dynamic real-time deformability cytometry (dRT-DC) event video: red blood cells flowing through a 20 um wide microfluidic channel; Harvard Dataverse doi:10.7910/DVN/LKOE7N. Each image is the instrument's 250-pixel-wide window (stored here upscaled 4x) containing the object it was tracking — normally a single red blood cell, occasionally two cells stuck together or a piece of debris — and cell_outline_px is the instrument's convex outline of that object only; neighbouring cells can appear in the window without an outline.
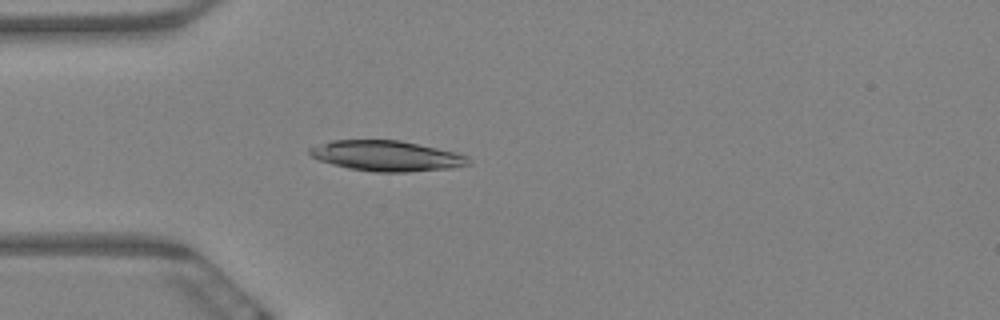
{"species": "Egyptian fruit bat (a non-hibernating species)", "species_latin": "Rousettus aegyptiacus", "temperature_condition": "warm", "stored_images_in_passage": 5, "camera_frame_rate_fps": 3000, "um_per_image_px": 0.085, "animal": {"sex": "female"}, "frame": {"image": 1, "passage_image": 5, "time_ms": 1.333, "image_size_px": [1000, 320], "cell_outline_px": [[472, 164], [452, 168], [408, 172], [372, 172], [348, 168], [332, 164], [320, 160], [312, 156], [308, 152], [308, 148], [332, 140], [400, 140], [436, 148], [468, 156]], "centroid_in_image_um": [32.86, 13.26], "position_along_channel_um": 52.1, "area_um2": 28.09}}